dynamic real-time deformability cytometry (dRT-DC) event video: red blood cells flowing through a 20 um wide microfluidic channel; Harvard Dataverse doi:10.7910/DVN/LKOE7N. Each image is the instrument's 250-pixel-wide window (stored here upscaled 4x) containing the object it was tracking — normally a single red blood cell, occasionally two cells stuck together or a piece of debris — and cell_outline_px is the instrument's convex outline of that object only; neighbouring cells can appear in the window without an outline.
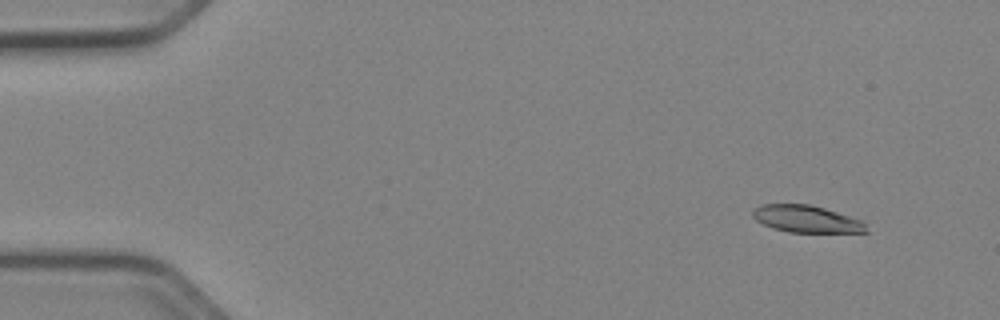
{"species": "Egyptian fruit bat (a non-hibernating species)", "species_latin": "Rousettus aegyptiacus", "temperature_condition": "cold", "stored_images_in_passage": 15, "camera_frame_rate_fps": 3000, "um_per_image_px": 0.085, "animal": {"sex": "female"}, "frame": {"image": 1, "passage_image": 3, "time_ms": 0.667, "image_size_px": [1000, 320], "cell_outline_px": [[868, 232], [788, 232], [772, 228], [756, 220], [752, 216], [752, 208], [760, 204], [808, 204], [824, 208], [864, 220]], "centroid_in_image_um": [68.53, 18.6], "position_along_channel_um": 16.5, "area_um2": 18.03}}